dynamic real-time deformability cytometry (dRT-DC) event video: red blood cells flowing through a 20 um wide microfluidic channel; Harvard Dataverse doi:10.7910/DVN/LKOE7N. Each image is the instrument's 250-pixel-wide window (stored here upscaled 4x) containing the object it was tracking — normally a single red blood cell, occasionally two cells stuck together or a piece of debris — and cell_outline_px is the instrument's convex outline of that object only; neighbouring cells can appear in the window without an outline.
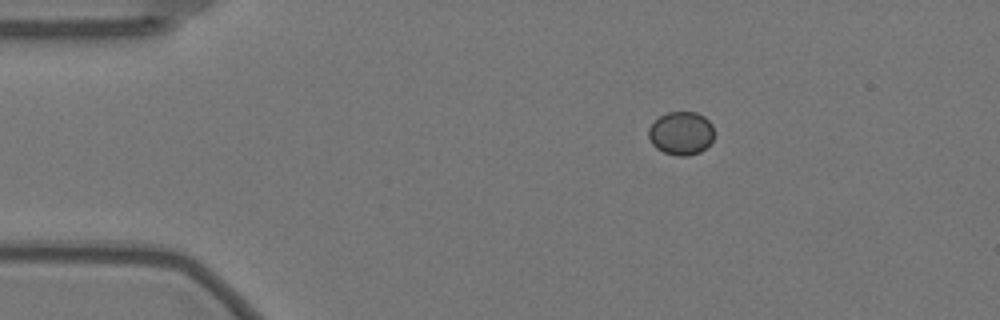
{"species": "Egyptian fruit bat (a non-hibernating species)", "species_latin": "Rousettus aegyptiacus", "temperature_condition": "warm", "stored_images_in_passage": 48, "camera_frame_rate_fps": 3000, "um_per_image_px": 0.085, "animal": {"sex": "female"}, "frame": {"image": 1, "passage_image": 1, "time_ms": 0.0, "image_size_px": [1000, 320], "cell_outline_px": [[712, 140], [700, 152], [688, 156], [676, 156], [664, 152], [656, 148], [652, 144], [648, 136], [648, 128], [660, 116], [668, 112], [696, 112], [704, 116], [712, 124]], "centroid_in_image_um": [57.87, 11.33], "position_along_channel_um": 27.1, "area_um2": 16.47}}
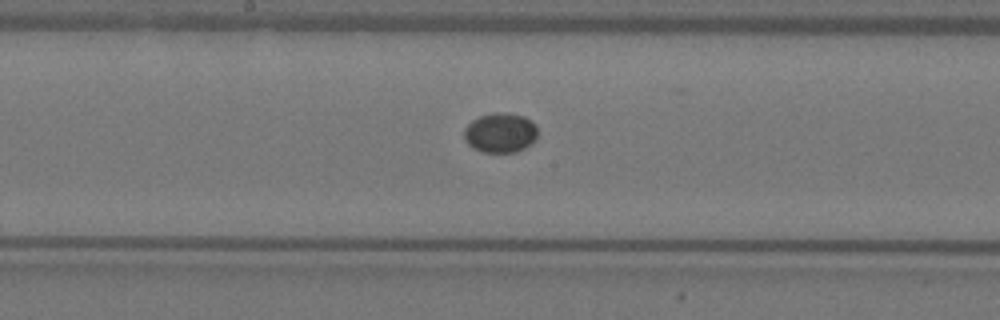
{"frame": {"image": 2, "passage_image": 21, "time_ms": 6.667, "image_size_px": [1000, 320], "cell_outline_px": [[536, 140], [524, 148], [516, 152], [484, 152], [472, 148], [464, 140], [464, 128], [472, 120], [480, 116], [496, 112], [508, 112], [524, 116], [532, 120], [536, 124]], "centroid_in_image_um": [42.53, 11.27], "position_along_channel_um": 205.7, "area_um2": 17.22}}
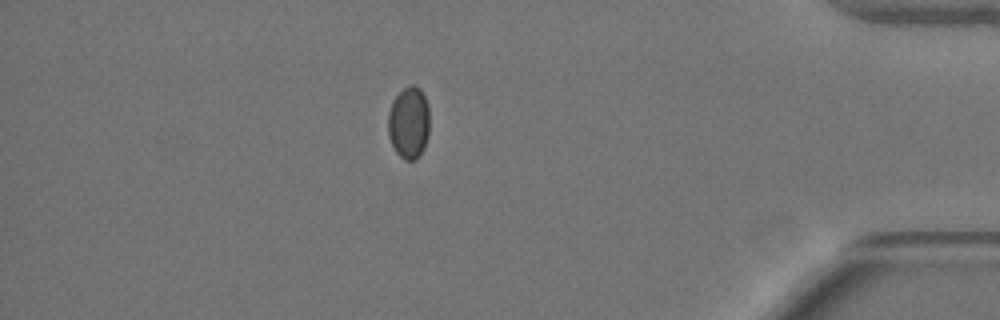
{"frame": {"image": 3, "passage_image": 41, "time_ms": 13.333, "image_size_px": [1000, 320], "cell_outline_px": [[428, 136], [424, 148], [420, 156], [416, 160], [404, 160], [396, 152], [388, 136], [388, 112], [392, 100], [404, 88], [412, 84], [420, 88], [428, 104]], "centroid_in_image_um": [34.74, 10.44], "position_along_channel_um": 400.5, "area_um2": 17.57}}